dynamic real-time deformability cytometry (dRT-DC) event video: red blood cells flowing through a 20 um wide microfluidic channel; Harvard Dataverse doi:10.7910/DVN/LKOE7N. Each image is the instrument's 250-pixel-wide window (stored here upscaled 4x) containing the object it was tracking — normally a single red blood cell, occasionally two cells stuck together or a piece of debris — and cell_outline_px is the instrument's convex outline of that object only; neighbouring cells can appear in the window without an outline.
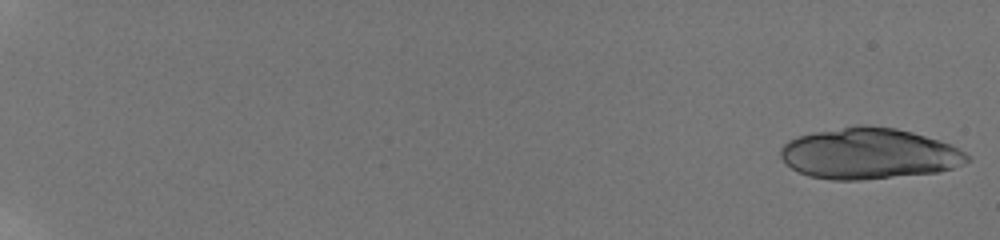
{"species": "human", "species_latin": "Homo sapiens", "temperature_condition": "room temperature", "stored_images_in_passage": 22, "camera_frame_rate_fps": 3000, "um_per_image_px": 0.085, "donor": {"sex": "male"}, "frame": {"image": 1, "passage_image": 1, "time_ms": 0.0, "image_size_px": [1000, 240], "cell_outline_px": [[972, 160], [964, 164], [940, 172], [860, 180], [832, 180], [808, 176], [796, 172], [784, 164], [780, 156], [780, 148], [788, 140], [796, 136], [812, 132], [856, 124], [864, 124], [896, 128], [912, 132], [940, 140], [952, 144], [972, 156]], "centroid_in_image_um": [73.85, 13.05], "position_along_channel_um": 11.1, "area_um2": 56.47}}
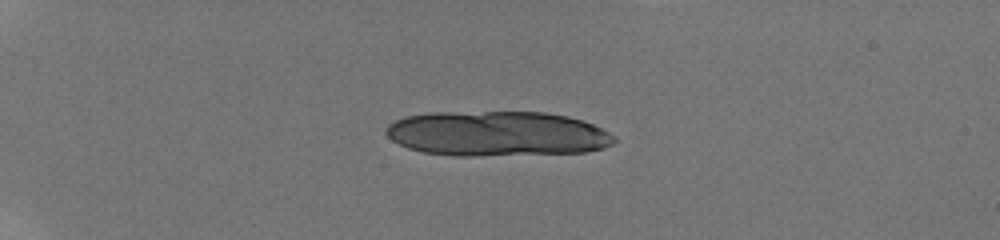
{"frame": {"image": 2, "passage_image": 15, "time_ms": 5.0, "image_size_px": [1000, 240], "cell_outline_px": [[616, 140], [612, 144], [604, 148], [584, 152], [480, 156], [452, 156], [424, 152], [408, 148], [392, 140], [384, 132], [384, 128], [388, 124], [404, 116], [432, 112], [544, 112], [568, 116], [584, 120], [616, 136]], "centroid_in_image_um": [42.24, 11.36], "position_along_channel_um": 42.8, "area_um2": 60.29}}